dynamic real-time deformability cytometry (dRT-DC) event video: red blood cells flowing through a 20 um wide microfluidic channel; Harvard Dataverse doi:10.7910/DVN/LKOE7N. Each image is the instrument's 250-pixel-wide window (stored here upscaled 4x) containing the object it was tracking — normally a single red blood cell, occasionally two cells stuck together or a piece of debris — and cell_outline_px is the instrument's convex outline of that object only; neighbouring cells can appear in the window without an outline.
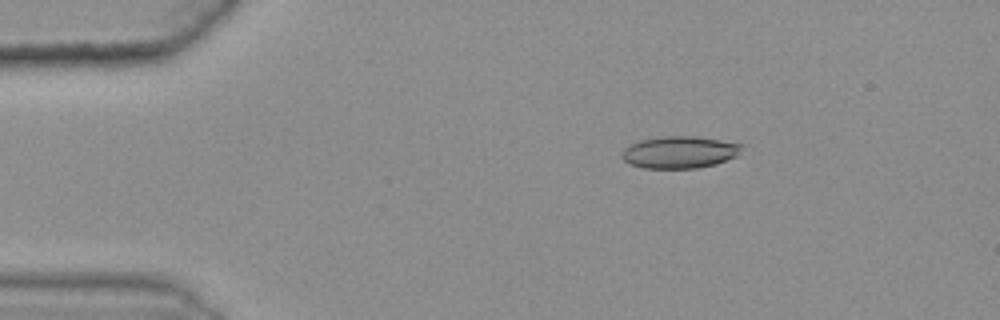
{"species": "common noctule bat (a hibernating species)", "species_latin": "Nyctalus noctula", "temperature_condition": "warm", "stored_images_in_passage": 47, "camera_frame_rate_fps": 3000, "um_per_image_px": 0.085, "animal": {"sex": "female", "body_mass_g": 25.1}, "frame": {"image": 1, "passage_image": 8, "time_ms": 2.333, "image_size_px": [1000, 320], "cell_outline_px": [[744, 144], [736, 156], [716, 164], [700, 168], [644, 168], [632, 164], [624, 160], [620, 156], [620, 152], [624, 148], [640, 140], [664, 136], [692, 136], [720, 140]], "centroid_in_image_um": [57.75, 12.94], "position_along_channel_um": 27.2, "area_um2": 22.31}}
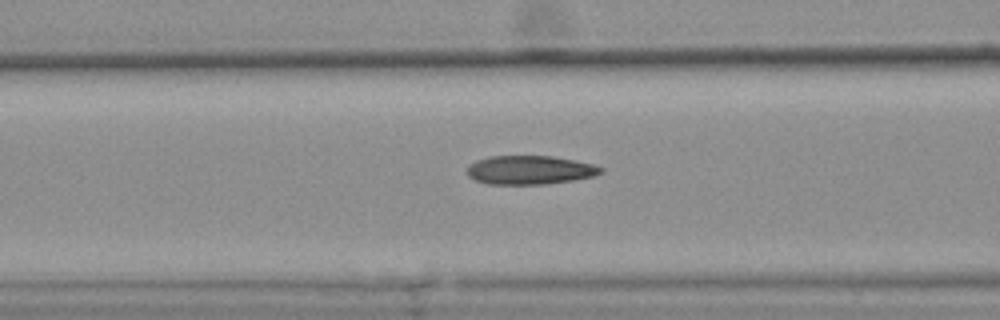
{"frame": {"image": 2, "passage_image": 21, "time_ms": 6.667, "image_size_px": [1000, 320], "cell_outline_px": [[604, 172], [596, 176], [576, 180], [548, 184], [488, 184], [476, 180], [468, 176], [468, 164], [476, 160], [488, 156], [552, 156], [576, 160], [592, 164], [604, 168]], "centroid_in_image_um": [45.08, 14.45], "position_along_channel_um": 121.5, "area_um2": 22.72}}
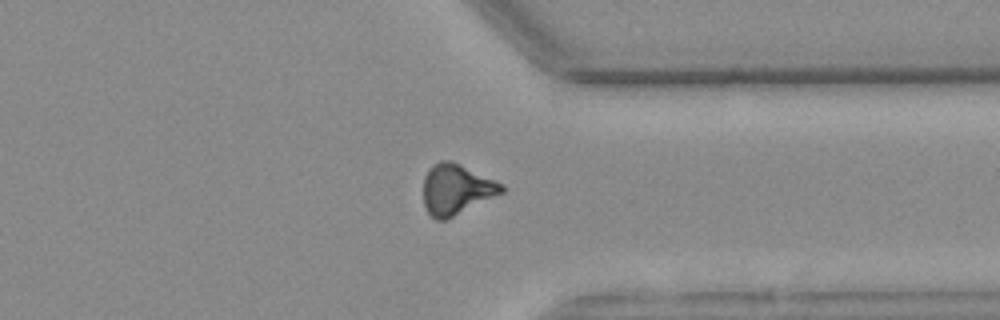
{"frame": {"image": 3, "passage_image": 42, "time_ms": 13.667, "image_size_px": [1000, 320], "cell_outline_px": [[508, 188], [504, 192], [444, 220], [436, 220], [428, 212], [424, 204], [424, 176], [432, 164], [440, 160], [452, 160], [504, 184]], "centroid_in_image_um": [38.8, 16.06], "position_along_channel_um": 372.6, "area_um2": 22.95}, "authors_computed_cell_mechanics": {"area_um2": 22.542, "velocity_mm_per_s": 3.6178, "shape_relaxation_time_tau1_ms": null, "shape_relaxation_time_tau2_ms": 3.4474, "deformation_change_tau1": null, "deformation_change_tau2": 0.1281}}